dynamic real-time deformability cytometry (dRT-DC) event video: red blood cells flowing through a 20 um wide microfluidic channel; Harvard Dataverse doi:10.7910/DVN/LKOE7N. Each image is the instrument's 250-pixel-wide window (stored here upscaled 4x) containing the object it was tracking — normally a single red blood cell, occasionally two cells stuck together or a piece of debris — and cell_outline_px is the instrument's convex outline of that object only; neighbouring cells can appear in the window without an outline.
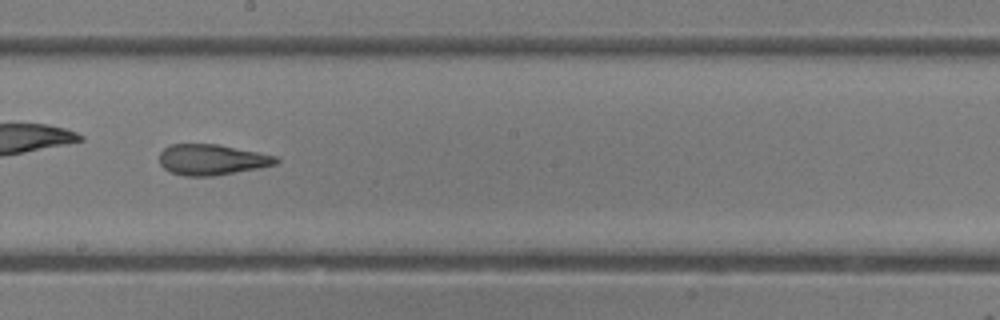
{"species": "common noctule bat (a hibernating species)", "species_latin": "Nyctalus noctula", "temperature_condition": "room temperature", "stored_images_in_passage": 46, "camera_frame_rate_fps": 3000, "um_per_image_px": 0.085, "animal": {"sex": "female"}, "frame": {"image": 1, "passage_image": 27, "time_ms": 8.667, "image_size_px": [1000, 320], "cell_outline_px": [[280, 160], [276, 164], [260, 168], [216, 176], [184, 176], [172, 172], [164, 168], [160, 164], [160, 152], [164, 148], [172, 144], [216, 144], [276, 156]], "centroid_in_image_um": [18.01, 13.58], "position_along_channel_um": 230.2, "area_um2": 20.81}}
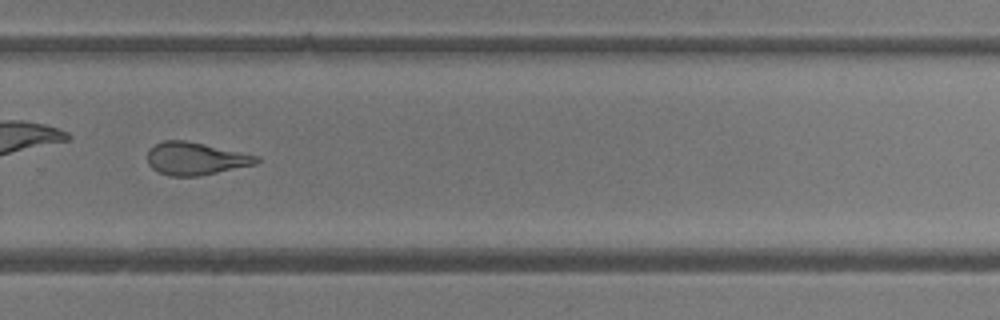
{"frame": {"image": 2, "passage_image": 33, "time_ms": 10.667, "image_size_px": [1000, 320], "cell_outline_px": [[260, 160], [256, 164], [200, 176], [168, 176], [152, 168], [148, 164], [148, 148], [164, 140], [184, 140], [204, 144], [260, 156]], "centroid_in_image_um": [16.62, 13.48], "position_along_channel_um": 313.2, "area_um2": 20.75}, "authors_computed_cell_mechanics": {"area_um2": 22.3975, "velocity_mm_per_s": 4.1705, "shape_relaxation_time_tau1_ms": null, "shape_relaxation_time_tau2_ms": 2.3125, "deformation_change_tau1": null, "deformation_change_tau2": 0.1258}}